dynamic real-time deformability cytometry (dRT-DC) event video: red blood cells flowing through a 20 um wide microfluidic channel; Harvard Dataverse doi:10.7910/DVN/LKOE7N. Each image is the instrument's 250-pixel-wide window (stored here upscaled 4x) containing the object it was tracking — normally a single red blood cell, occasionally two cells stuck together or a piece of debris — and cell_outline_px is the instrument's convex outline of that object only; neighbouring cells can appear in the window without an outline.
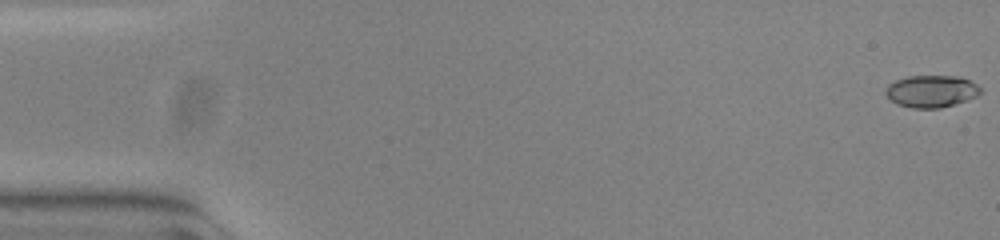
{"species": "common noctule bat (a hibernating species)", "species_latin": "Nyctalus noctula", "temperature_condition": "warm", "stored_images_in_passage": 55, "camera_frame_rate_fps": 3000, "um_per_image_px": 0.085, "animal": {"sex": "female", "body_mass_g": 23.0, "forearm_length_mm": 53.4}, "frame": {"image": 1, "passage_image": 1, "time_ms": 0.0, "image_size_px": [1000, 240], "cell_outline_px": [[980, 92], [976, 96], [968, 100], [940, 108], [912, 108], [896, 104], [884, 92], [888, 84], [896, 80], [908, 76], [960, 76], [976, 84], [980, 88]], "centroid_in_image_um": [79.15, 7.76], "position_along_channel_um": 5.8, "area_um2": 17.69}}
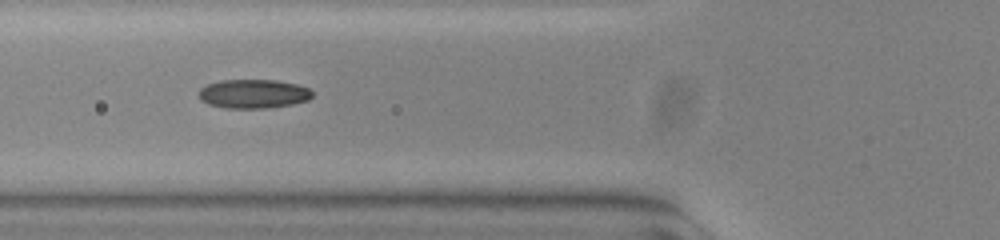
{"frame": {"image": 2, "passage_image": 21, "time_ms": 6.667, "image_size_px": [1000, 240], "cell_outline_px": [[312, 96], [308, 100], [292, 104], [268, 108], [224, 108], [208, 104], [200, 100], [200, 88], [208, 84], [220, 80], [276, 80], [296, 84], [308, 88], [312, 92]], "centroid_in_image_um": [21.53, 7.98], "position_along_channel_um": 104.3, "area_um2": 19.13}}
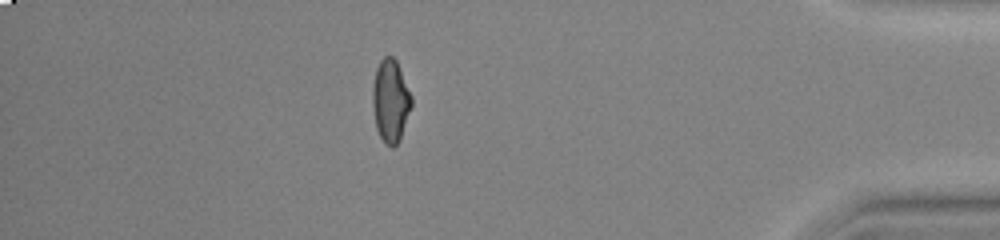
{"frame": {"image": 3, "passage_image": 48, "time_ms": 15.667, "image_size_px": [1000, 240], "cell_outline_px": [[412, 104], [400, 140], [392, 148], [380, 136], [376, 128], [372, 104], [372, 88], [376, 68], [380, 60], [384, 56], [392, 56], [396, 60], [412, 96]], "centroid_in_image_um": [33.19, 8.55], "position_along_channel_um": 402.0, "area_um2": 18.67}, "authors_computed_cell_mechanics": {"area_um2": 18.1492, "velocity_mm_per_s": 3.801, "shape_relaxation_time_tau1_ms": null, "shape_relaxation_time_tau2_ms": 1.3936, "deformation_change_tau1": null, "deformation_change_tau2": 0.063}}